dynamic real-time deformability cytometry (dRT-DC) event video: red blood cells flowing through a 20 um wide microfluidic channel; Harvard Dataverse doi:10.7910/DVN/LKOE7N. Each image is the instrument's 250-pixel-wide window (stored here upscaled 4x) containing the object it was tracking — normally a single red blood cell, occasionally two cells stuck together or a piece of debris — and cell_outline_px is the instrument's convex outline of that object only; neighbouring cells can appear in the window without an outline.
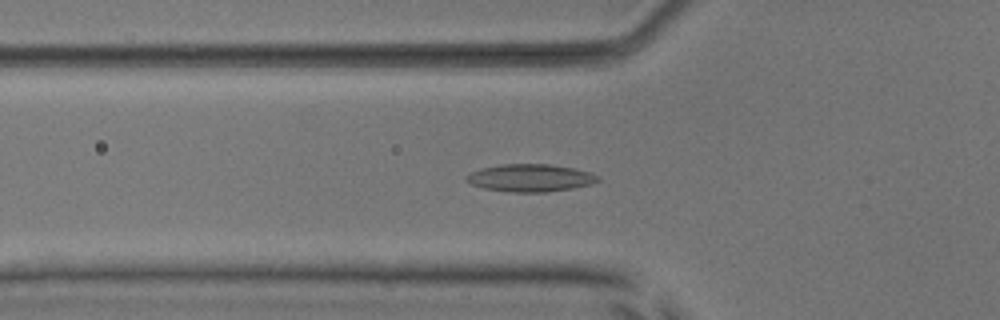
{"species": "common noctule bat (a hibernating species)", "species_latin": "Nyctalus noctula", "temperature_condition": "room temperature", "stored_images_in_passage": 55, "camera_frame_rate_fps": 3000, "um_per_image_px": 0.085, "animal": {"sex": "male", "body_mass_g": 17.9, "forearm_length_mm": 54.2}, "frame": {"image": 1, "passage_image": 19, "time_ms": 6.0, "image_size_px": [1000, 320], "cell_outline_px": [[600, 180], [592, 184], [572, 188], [548, 192], [508, 192], [484, 188], [472, 184], [464, 180], [464, 176], [480, 168], [500, 164], [548, 164], [572, 168], [592, 172], [600, 176]], "centroid_in_image_um": [45.08, 15.12], "position_along_channel_um": 80.7, "area_um2": 21.27}}
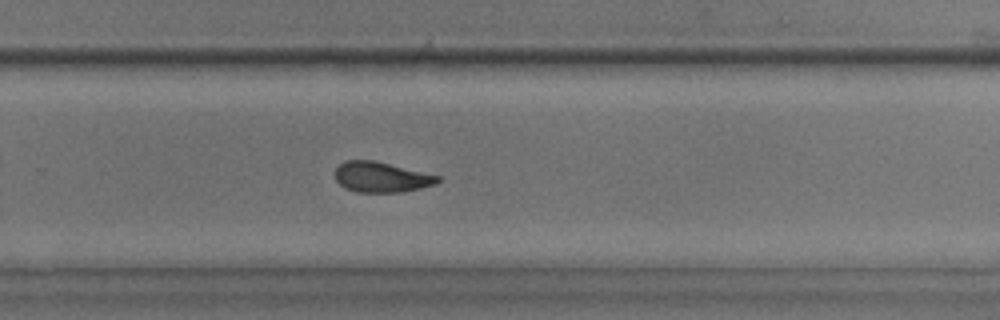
{"frame": {"image": 2, "passage_image": 36, "time_ms": 11.667, "image_size_px": [1000, 320], "cell_outline_px": [[440, 180], [436, 184], [420, 188], [400, 192], [356, 192], [344, 188], [336, 180], [336, 168], [344, 160], [376, 160], [440, 176]], "centroid_in_image_um": [32.41, 15.05], "position_along_channel_um": 297.4, "area_um2": 18.21}}
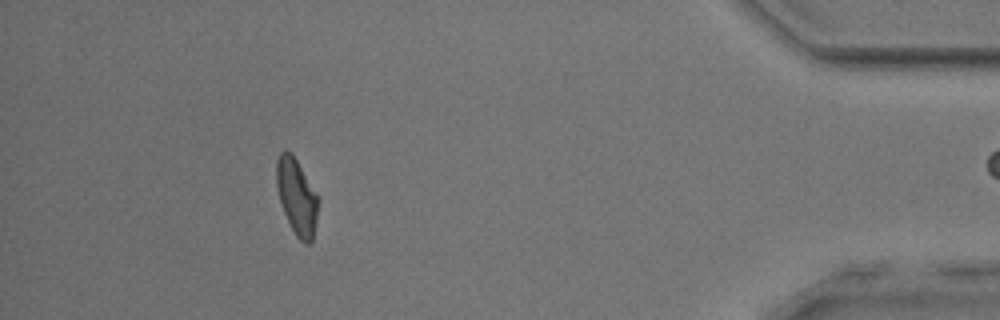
{"frame": {"image": 3, "passage_image": 49, "time_ms": 16.0, "image_size_px": [1000, 320], "cell_outline_px": [[320, 200], [312, 240], [308, 244], [304, 244], [296, 236], [284, 212], [280, 200], [276, 184], [276, 160], [280, 152], [284, 148], [292, 152], [316, 192]], "centroid_in_image_um": [25.22, 16.67], "position_along_channel_um": 410.0, "area_um2": 18.55}, "authors_computed_cell_mechanics": {"area_um2": 19.1318, "velocity_mm_per_s": 3.8326, "shape_relaxation_time_tau1_ms": 6.4338, "shape_relaxation_time_tau2_ms": 2.2688, "deformation_change_tau1": 0.1529, "deformation_change_tau2": 0.0861}}